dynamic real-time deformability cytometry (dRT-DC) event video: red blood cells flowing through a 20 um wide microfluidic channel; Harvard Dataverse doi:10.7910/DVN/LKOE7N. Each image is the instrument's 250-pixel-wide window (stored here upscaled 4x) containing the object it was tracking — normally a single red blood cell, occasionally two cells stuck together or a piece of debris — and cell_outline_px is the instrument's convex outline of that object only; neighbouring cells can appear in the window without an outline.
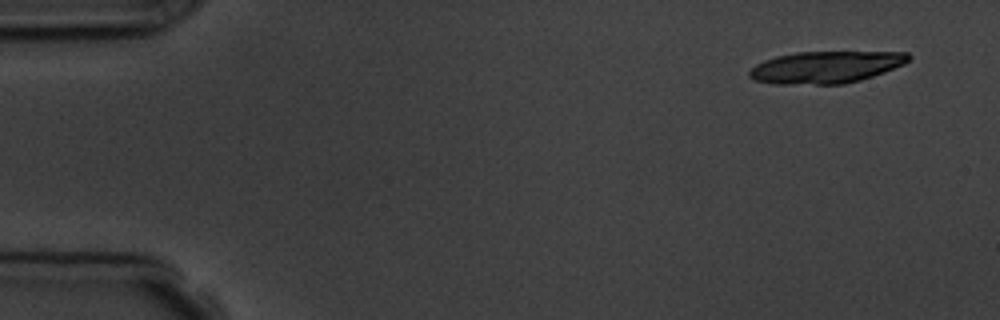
{"species": "common noctule bat (a hibernating species)", "species_latin": "Nyctalus noctula", "temperature_condition": "room temperature", "stored_images_in_passage": 5, "camera_frame_rate_fps": 3000, "um_per_image_px": 0.085, "animal": {"sex": "male", "body_mass_g": 19.5, "forearm_length_mm": 54.6}, "frame": {"image": 1, "passage_image": 1, "time_ms": 0.0, "image_size_px": [1000, 320], "cell_outline_px": [[912, 56], [904, 64], [884, 72], [860, 80], [844, 84], [772, 84], [752, 80], [748, 76], [748, 72], [756, 64], [764, 60], [776, 56], [796, 52], [908, 52]], "centroid_in_image_um": [70.16, 5.71], "position_along_channel_um": 14.8, "area_um2": 29.77}}